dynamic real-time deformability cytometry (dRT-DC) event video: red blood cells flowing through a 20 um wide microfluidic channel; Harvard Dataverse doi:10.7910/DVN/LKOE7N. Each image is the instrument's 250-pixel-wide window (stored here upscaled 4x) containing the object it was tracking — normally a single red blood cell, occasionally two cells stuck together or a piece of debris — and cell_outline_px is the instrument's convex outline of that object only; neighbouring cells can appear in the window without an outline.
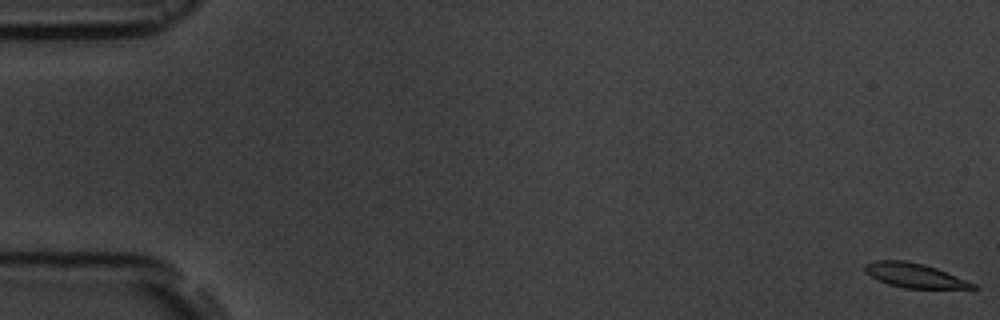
{"species": "common noctule bat (a hibernating species)", "species_latin": "Nyctalus noctula", "temperature_condition": "room temperature", "stored_images_in_passage": 6, "camera_frame_rate_fps": 3000, "um_per_image_px": 0.085, "animal": {"sex": "male", "body_mass_g": 19.5, "forearm_length_mm": 54.6}, "frame": {"image": 1, "passage_image": 1, "time_ms": 0.0, "image_size_px": [1000, 320], "cell_outline_px": [[980, 288], [904, 288], [888, 284], [864, 272], [864, 264], [876, 260], [904, 260], [924, 264], [936, 268], [976, 284]], "centroid_in_image_um": [77.71, 23.4], "position_along_channel_um": 7.3, "area_um2": 15.14}}
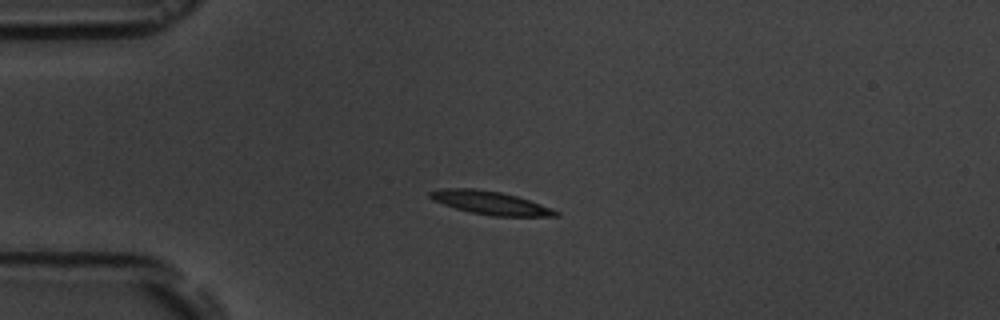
{"frame": {"image": 2, "passage_image": 5, "time_ms": 4.667, "image_size_px": [1000, 320], "cell_outline_px": [[560, 216], [492, 216], [472, 212], [456, 208], [432, 200], [428, 196], [428, 192], [444, 188], [476, 188], [500, 192], [516, 196], [540, 204], [560, 212]], "centroid_in_image_um": [41.65, 17.23], "position_along_channel_um": 43.3, "area_um2": 16.88}}